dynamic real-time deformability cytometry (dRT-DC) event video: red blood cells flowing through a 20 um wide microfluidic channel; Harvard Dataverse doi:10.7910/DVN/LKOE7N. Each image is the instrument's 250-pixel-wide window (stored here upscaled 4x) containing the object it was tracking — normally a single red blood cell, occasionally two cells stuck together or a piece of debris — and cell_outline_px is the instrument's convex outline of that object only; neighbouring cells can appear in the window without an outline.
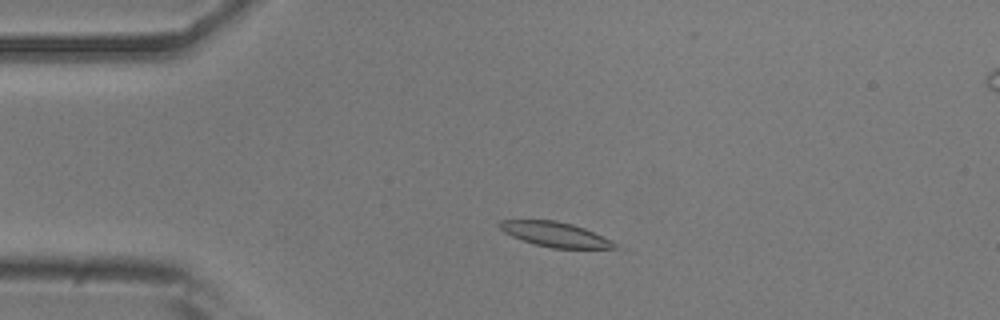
{"species": "common noctule bat (a hibernating species)", "species_latin": "Nyctalus noctula", "temperature_condition": "room temperature", "stored_images_in_passage": 14, "camera_frame_rate_fps": 3000, "um_per_image_px": 0.085, "animal": {"sex": "male", "body_mass_g": 20.5, "forearm_length_mm": 52.5}, "frame": {"image": 1, "passage_image": 8, "time_ms": 2.333, "image_size_px": [1000, 320], "cell_outline_px": [[616, 248], [552, 248], [536, 244], [512, 236], [504, 232], [496, 224], [500, 220], [556, 220], [572, 224], [584, 228], [612, 240], [616, 244]], "centroid_in_image_um": [47.17, 19.91], "position_along_channel_um": 37.8, "area_um2": 16.42}}